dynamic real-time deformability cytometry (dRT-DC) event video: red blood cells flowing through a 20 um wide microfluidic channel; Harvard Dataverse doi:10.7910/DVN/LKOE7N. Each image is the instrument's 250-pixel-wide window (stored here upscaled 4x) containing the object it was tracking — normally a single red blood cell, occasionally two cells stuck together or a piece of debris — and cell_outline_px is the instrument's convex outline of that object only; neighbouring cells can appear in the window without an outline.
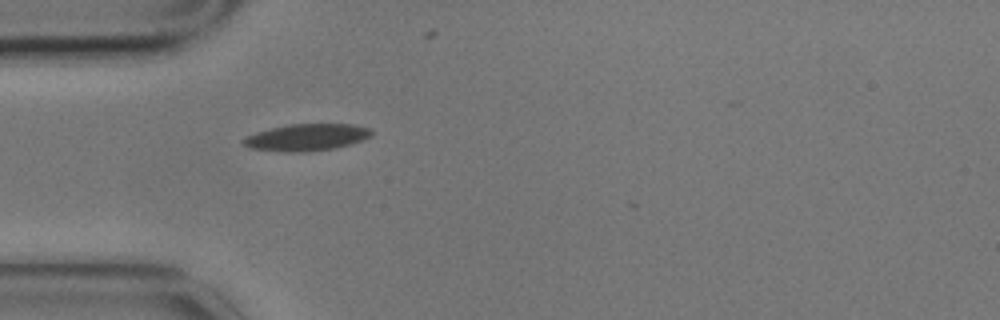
{"species": "common noctule bat (a hibernating species)", "species_latin": "Nyctalus noctula", "temperature_condition": "cold", "stored_images_in_passage": 1, "camera_frame_rate_fps": 3000, "um_per_image_px": 0.085, "animal": {"sex": "male", "body_mass_g": 17.9}, "frame": {"image": 1, "passage_image": 1, "time_ms": 0.0, "image_size_px": [1000, 320], "cell_outline_px": [[372, 136], [336, 148], [308, 152], [284, 152], [248, 148], [240, 140], [244, 136], [256, 132], [272, 128], [292, 124], [352, 124], [372, 128]], "centroid_in_image_um": [26.03, 11.68], "position_along_channel_um": 59.0, "area_um2": 20.17}}